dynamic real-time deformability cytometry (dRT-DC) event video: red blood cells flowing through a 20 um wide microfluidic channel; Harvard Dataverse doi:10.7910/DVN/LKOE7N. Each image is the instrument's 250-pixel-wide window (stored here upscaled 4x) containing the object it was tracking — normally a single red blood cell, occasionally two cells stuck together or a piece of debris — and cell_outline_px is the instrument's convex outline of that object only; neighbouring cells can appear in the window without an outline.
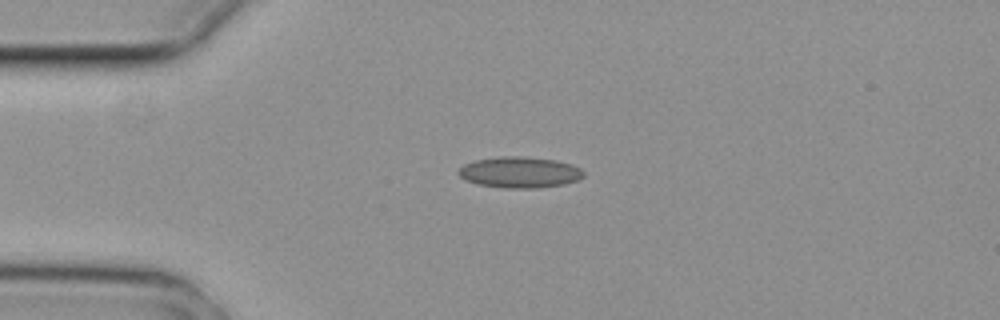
{"species": "common noctule bat (a hibernating species)", "species_latin": "Nyctalus noctula", "temperature_condition": "cold", "stored_images_in_passage": 2, "camera_frame_rate_fps": 3000, "um_per_image_px": 0.085, "animal": {"sex": "female", "body_mass_g": 29.2, "forearm_length_mm": 56.3}, "frame": {"image": 1, "passage_image": 1, "time_ms": 0.0, "image_size_px": [1000, 320], "cell_outline_px": [[584, 176], [580, 180], [564, 184], [536, 188], [504, 188], [476, 184], [464, 180], [456, 172], [464, 164], [476, 160], [500, 156], [524, 156], [556, 160], [572, 164], [580, 168], [584, 172]], "centroid_in_image_um": [44.18, 14.65], "position_along_channel_um": 40.8, "area_um2": 22.89}}